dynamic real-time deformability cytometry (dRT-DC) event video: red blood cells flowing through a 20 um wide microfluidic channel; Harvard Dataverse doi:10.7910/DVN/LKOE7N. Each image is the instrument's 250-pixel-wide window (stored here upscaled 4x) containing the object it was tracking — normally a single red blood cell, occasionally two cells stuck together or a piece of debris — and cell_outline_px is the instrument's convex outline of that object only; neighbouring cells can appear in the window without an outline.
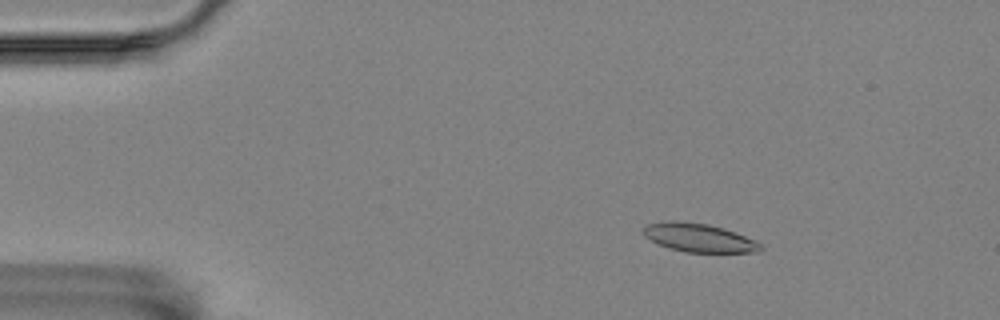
{"species": "Egyptian fruit bat (a non-hibernating species)", "species_latin": "Rousettus aegyptiacus", "temperature_condition": "room temperature", "stored_images_in_passage": 5, "camera_frame_rate_fps": 3000, "um_per_image_px": 0.085, "animal": {"sex": "female"}, "frame": {"image": 1, "passage_image": 3, "time_ms": 0.667, "image_size_px": [1000, 320], "cell_outline_px": [[764, 248], [760, 252], [684, 252], [668, 248], [656, 244], [644, 236], [640, 232], [648, 224], [664, 220], [676, 220], [708, 224], [724, 228], [736, 232], [756, 240]], "centroid_in_image_um": [59.38, 20.2], "position_along_channel_um": 25.6, "area_um2": 19.88}}